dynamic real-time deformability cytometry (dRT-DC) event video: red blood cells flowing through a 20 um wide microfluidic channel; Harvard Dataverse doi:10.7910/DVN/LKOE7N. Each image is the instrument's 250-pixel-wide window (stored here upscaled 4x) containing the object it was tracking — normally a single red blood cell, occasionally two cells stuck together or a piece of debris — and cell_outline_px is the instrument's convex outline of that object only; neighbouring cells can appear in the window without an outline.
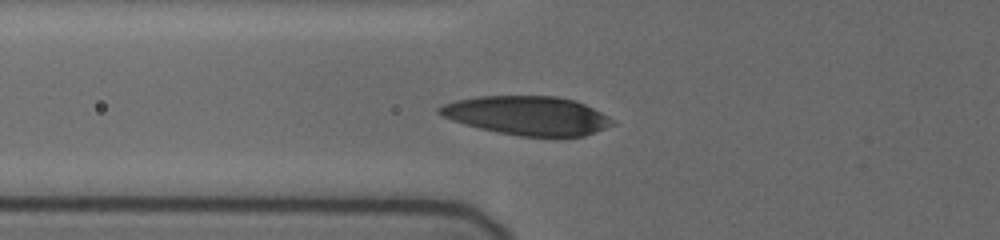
{"species": "human", "species_latin": "Homo sapiens", "temperature_condition": "cold", "stored_images_in_passage": 9, "camera_frame_rate_fps": 3000, "um_per_image_px": 0.085, "donor": {"sex": "female"}, "frame": {"image": 1, "passage_image": 6, "time_ms": 4.0, "image_size_px": [1000, 240], "cell_outline_px": [[616, 124], [596, 132], [584, 136], [520, 136], [480, 128], [464, 124], [440, 116], [436, 112], [436, 108], [444, 104], [456, 100], [476, 96], [556, 96], [576, 100], [608, 116]], "centroid_in_image_um": [44.8, 9.81], "position_along_channel_um": 81.0, "area_um2": 39.13}}
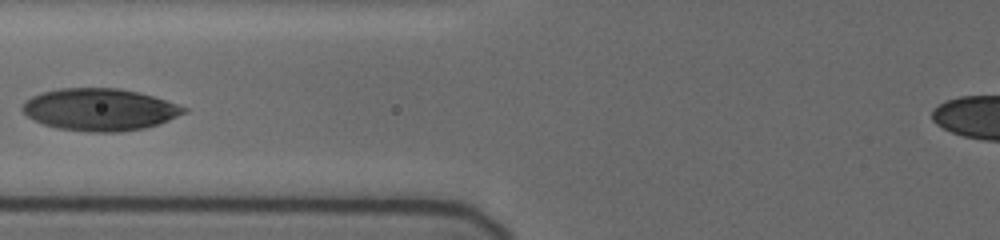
{"frame": {"image": 2, "passage_image": 7, "time_ms": 5.0, "image_size_px": [1000, 240], "cell_outline_px": [[188, 112], [160, 124], [144, 128], [120, 132], [88, 132], [56, 128], [32, 120], [20, 108], [32, 96], [44, 92], [60, 88], [120, 88], [152, 96], [188, 108]], "centroid_in_image_um": [8.49, 9.32], "position_along_channel_um": 117.3, "area_um2": 39.59}}
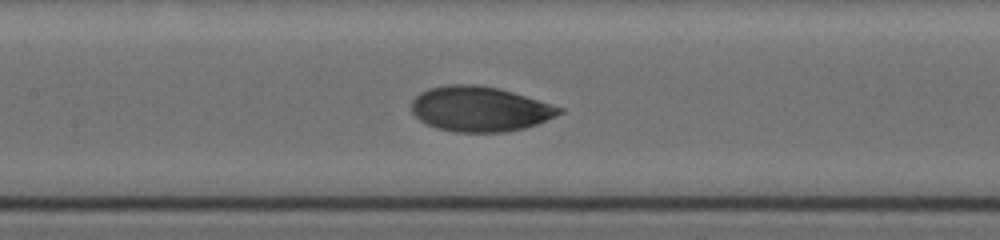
{"frame": {"image": 3, "passage_image": 9, "time_ms": 6.333, "image_size_px": [1000, 240], "cell_outline_px": [[564, 112], [556, 116], [536, 124], [524, 128], [508, 132], [456, 132], [436, 128], [420, 120], [412, 112], [412, 100], [420, 92], [428, 88], [452, 84], [476, 84], [500, 88], [552, 104], [564, 108]], "centroid_in_image_um": [40.8, 9.26], "position_along_channel_um": 166.6, "area_um2": 38.9}}